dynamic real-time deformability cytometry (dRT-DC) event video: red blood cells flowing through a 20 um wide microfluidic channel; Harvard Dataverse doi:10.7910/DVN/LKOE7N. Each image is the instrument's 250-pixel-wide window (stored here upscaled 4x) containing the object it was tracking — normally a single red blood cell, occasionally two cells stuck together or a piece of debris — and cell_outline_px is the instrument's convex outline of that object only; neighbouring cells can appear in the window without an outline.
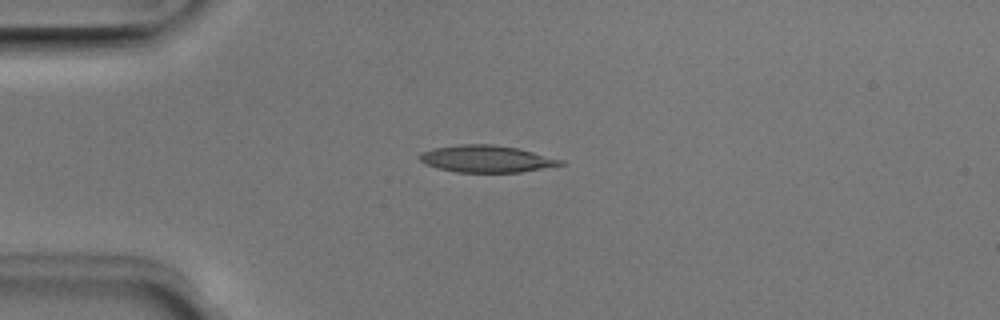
{"species": "Egyptian fruit bat (a non-hibernating species)", "species_latin": "Rousettus aegyptiacus", "temperature_condition": "room temperature", "stored_images_in_passage": 6, "camera_frame_rate_fps": 3000, "um_per_image_px": 0.085, "animal": {"sex": "male"}, "frame": {"image": 1, "passage_image": 3, "time_ms": 0.667, "image_size_px": [1000, 320], "cell_outline_px": [[564, 164], [520, 172], [456, 172], [436, 168], [424, 164], [420, 160], [420, 156], [424, 152], [432, 148], [460, 144], [492, 144], [520, 148], [564, 160]], "centroid_in_image_um": [41.35, 13.5], "position_along_channel_um": 43.7, "area_um2": 22.14}}
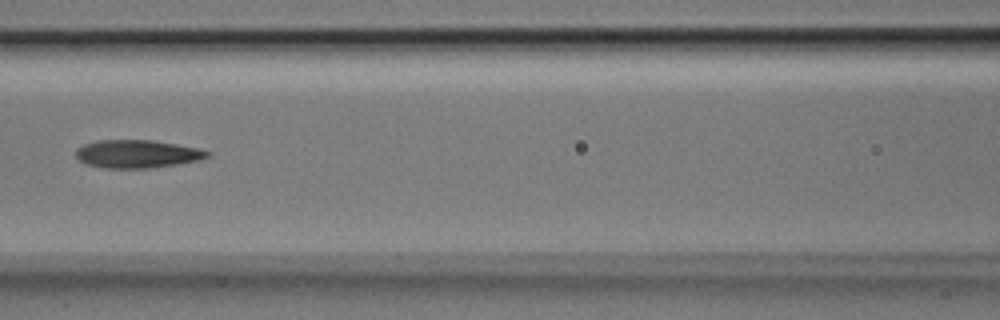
{"frame": {"image": 2, "passage_image": 6, "time_ms": 1.667, "image_size_px": [1000, 320], "cell_outline_px": [[212, 156], [200, 160], [180, 164], [148, 168], [104, 168], [88, 164], [80, 160], [76, 156], [76, 148], [84, 144], [96, 140], [152, 140], [176, 144], [196, 148], [212, 152]], "centroid_in_image_um": [11.69, 13.08], "position_along_channel_um": 154.9, "area_um2": 21.56}}